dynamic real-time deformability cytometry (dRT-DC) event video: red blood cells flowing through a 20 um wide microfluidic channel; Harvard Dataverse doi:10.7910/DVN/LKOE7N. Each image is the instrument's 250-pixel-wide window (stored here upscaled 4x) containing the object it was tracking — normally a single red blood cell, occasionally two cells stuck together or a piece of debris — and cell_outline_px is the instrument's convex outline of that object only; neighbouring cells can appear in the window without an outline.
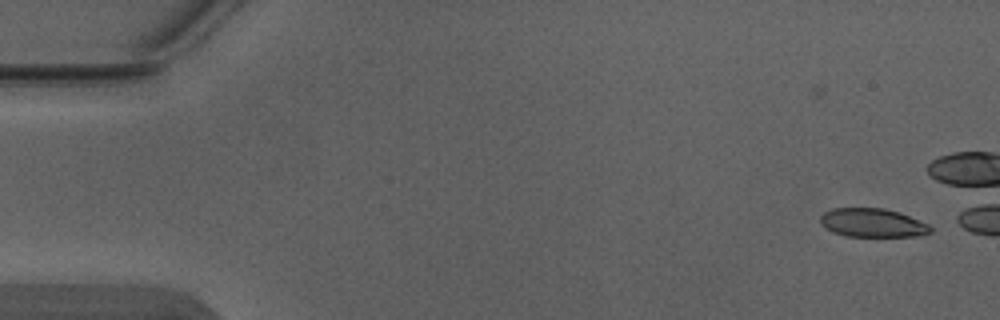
{"species": "Egyptian fruit bat (a non-hibernating species)", "species_latin": "Rousettus aegyptiacus", "temperature_condition": "warm", "stored_images_in_passage": 5, "segment_of_instrument_passage": [2, 2], "camera_frame_rate_fps": 3000, "um_per_image_px": 0.085, "animal": {"sex": "male"}, "frame": {"image": 1, "passage_image": 5, "time_ms": 1.333, "image_size_px": [1000, 320], "cell_outline_px": [[932, 232], [924, 236], [844, 236], [832, 232], [824, 228], [820, 224], [820, 216], [824, 212], [832, 208], [884, 208], [900, 212], [928, 224], [932, 228]], "centroid_in_image_um": [74.16, 18.94], "position_along_channel_um": 10.8, "area_um2": 18.67}}